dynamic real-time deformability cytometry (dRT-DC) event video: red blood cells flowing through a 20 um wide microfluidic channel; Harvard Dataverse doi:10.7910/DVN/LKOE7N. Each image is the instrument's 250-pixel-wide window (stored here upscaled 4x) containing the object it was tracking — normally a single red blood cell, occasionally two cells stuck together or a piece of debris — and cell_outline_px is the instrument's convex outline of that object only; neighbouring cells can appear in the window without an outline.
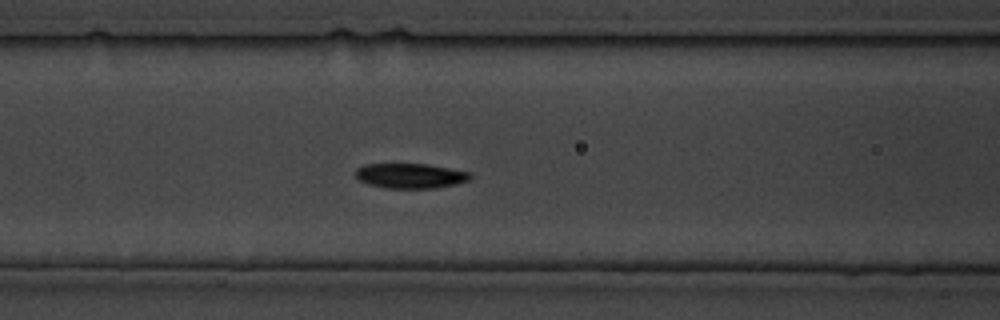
{"species": "common noctule bat (a hibernating species)", "species_latin": "Nyctalus noctula", "temperature_condition": "cold", "stored_images_in_passage": 26, "camera_frame_rate_fps": 3000, "um_per_image_px": 0.085, "animal": {"sex": "male", "body_mass_g": 19.5, "forearm_length_mm": 54.6}, "frame": {"image": 1, "passage_image": 6, "time_ms": 5.667, "image_size_px": [1000, 320], "cell_outline_px": [[472, 176], [468, 180], [456, 184], [432, 188], [388, 188], [368, 184], [360, 180], [356, 176], [356, 168], [364, 164], [428, 164], [472, 172]], "centroid_in_image_um": [34.9, 14.93], "position_along_channel_um": 131.7, "area_um2": 16.65}}
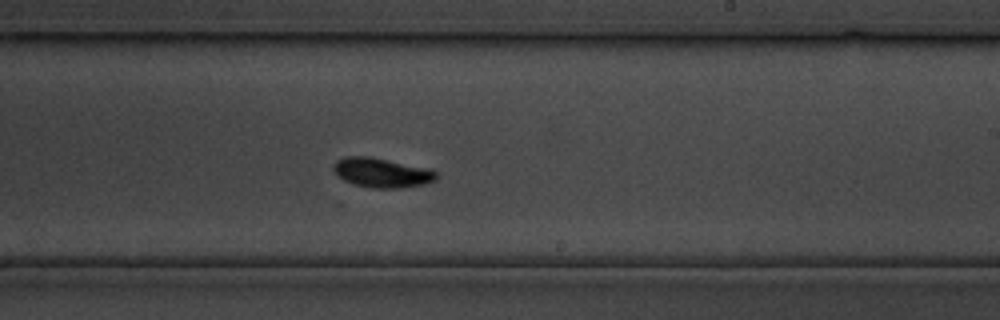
{"frame": {"image": 2, "passage_image": 12, "time_ms": 13.667, "image_size_px": [1000, 320], "cell_outline_px": [[436, 180], [424, 184], [400, 188], [372, 188], [352, 184], [344, 180], [332, 168], [336, 160], [344, 156], [372, 156], [432, 168], [436, 172]], "centroid_in_image_um": [32.48, 14.66], "position_along_channel_um": 256.5, "area_um2": 17.98}}
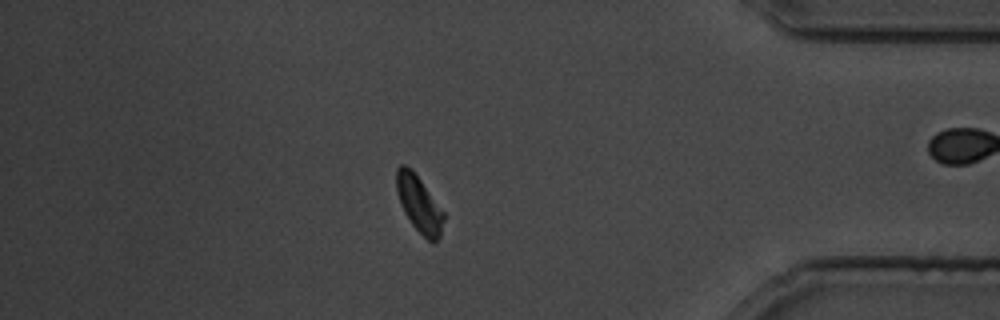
{"frame": {"image": 3, "passage_image": 21, "time_ms": 24.667, "image_size_px": [1000, 320], "cell_outline_px": [[444, 220], [440, 236], [432, 244], [412, 224], [404, 212], [396, 192], [396, 168], [400, 164], [404, 164], [412, 168], [444, 212]], "centroid_in_image_um": [35.61, 17.31], "position_along_channel_um": 399.6, "area_um2": 15.49}}